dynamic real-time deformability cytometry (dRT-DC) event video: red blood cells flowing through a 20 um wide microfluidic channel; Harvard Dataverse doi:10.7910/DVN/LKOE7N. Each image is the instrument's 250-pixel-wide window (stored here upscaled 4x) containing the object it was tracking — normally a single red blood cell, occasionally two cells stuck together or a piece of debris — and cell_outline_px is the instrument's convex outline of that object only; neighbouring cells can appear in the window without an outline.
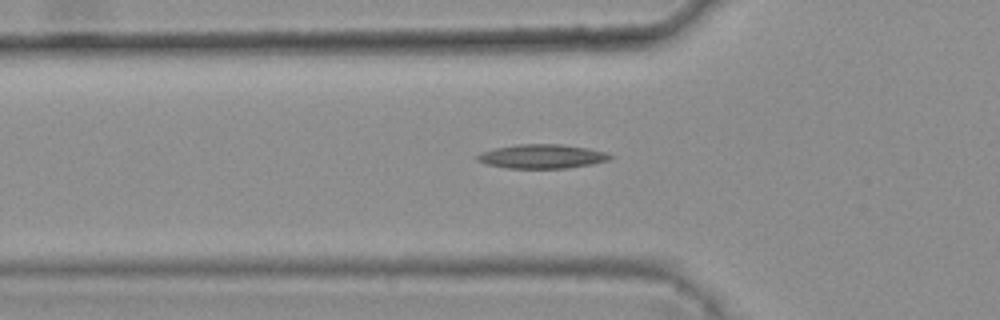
{"species": "common noctule bat (a hibernating species)", "species_latin": "Nyctalus noctula", "temperature_condition": "warm", "stored_images_in_passage": 39, "camera_frame_rate_fps": 3000, "um_per_image_px": 0.085, "animal": {"sex": "female", "body_mass_g": 25.1}, "frame": {"image": 1, "passage_image": 9, "time_ms": 2.667, "image_size_px": [1000, 320], "cell_outline_px": [[612, 156], [608, 160], [592, 164], [568, 168], [508, 168], [488, 164], [476, 160], [476, 156], [480, 152], [492, 148], [516, 144], [560, 144], [588, 148], [608, 152]], "centroid_in_image_um": [46.05, 13.28], "position_along_channel_um": 79.7, "area_um2": 18.73}}
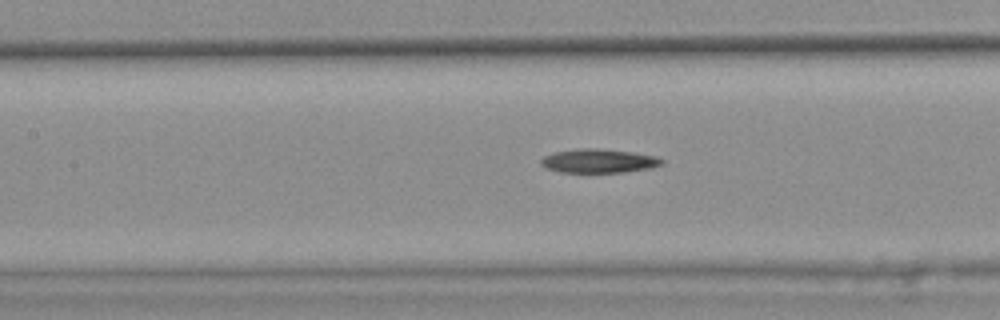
{"frame": {"image": 2, "passage_image": 15, "time_ms": 4.667, "image_size_px": [1000, 320], "cell_outline_px": [[664, 164], [652, 168], [624, 172], [560, 172], [544, 168], [540, 164], [540, 160], [544, 156], [552, 152], [576, 148], [596, 148], [632, 152], [656, 156], [664, 160]], "centroid_in_image_um": [50.87, 13.67], "position_along_channel_um": 156.5, "area_um2": 17.05}}
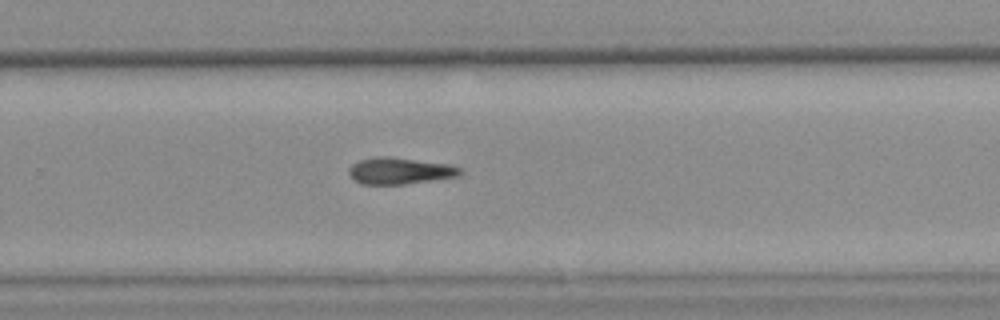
{"frame": {"image": 3, "passage_image": 26, "time_ms": 8.333, "image_size_px": [1000, 320], "cell_outline_px": [[464, 172], [460, 176], [404, 184], [360, 184], [348, 172], [348, 168], [352, 164], [360, 160], [376, 156], [384, 156], [452, 164], [460, 168]], "centroid_in_image_um": [34.02, 14.52], "position_along_channel_um": 295.8, "area_um2": 17.22}}